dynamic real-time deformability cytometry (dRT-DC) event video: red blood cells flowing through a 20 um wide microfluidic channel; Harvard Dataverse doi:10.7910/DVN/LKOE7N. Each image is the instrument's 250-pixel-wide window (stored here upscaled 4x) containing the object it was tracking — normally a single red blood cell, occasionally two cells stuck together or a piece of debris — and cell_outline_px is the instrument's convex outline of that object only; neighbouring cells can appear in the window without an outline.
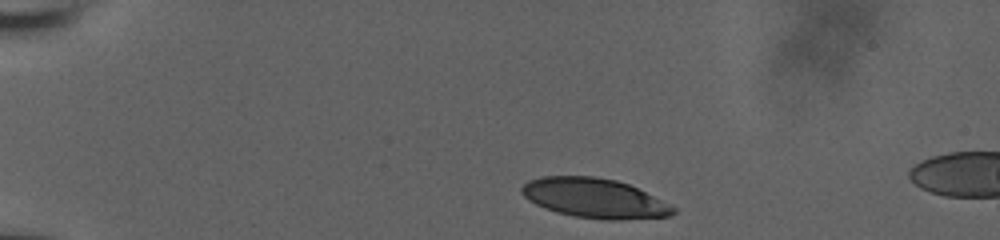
{"species": "human", "species_latin": "Homo sapiens", "temperature_condition": "room temperature", "stored_images_in_passage": 7, "camera_frame_rate_fps": 3000, "um_per_image_px": 0.085, "donor": {"sex": "male"}, "frame": {"image": 1, "passage_image": 1, "time_ms": 0.0, "image_size_px": [1000, 240], "cell_outline_px": [[676, 212], [672, 216], [620, 220], [600, 220], [576, 216], [556, 212], [544, 208], [528, 200], [520, 192], [520, 188], [528, 180], [540, 176], [592, 176], [616, 180], [628, 184], [676, 208]], "centroid_in_image_um": [50.49, 16.85], "position_along_channel_um": 34.5, "area_um2": 34.91}}